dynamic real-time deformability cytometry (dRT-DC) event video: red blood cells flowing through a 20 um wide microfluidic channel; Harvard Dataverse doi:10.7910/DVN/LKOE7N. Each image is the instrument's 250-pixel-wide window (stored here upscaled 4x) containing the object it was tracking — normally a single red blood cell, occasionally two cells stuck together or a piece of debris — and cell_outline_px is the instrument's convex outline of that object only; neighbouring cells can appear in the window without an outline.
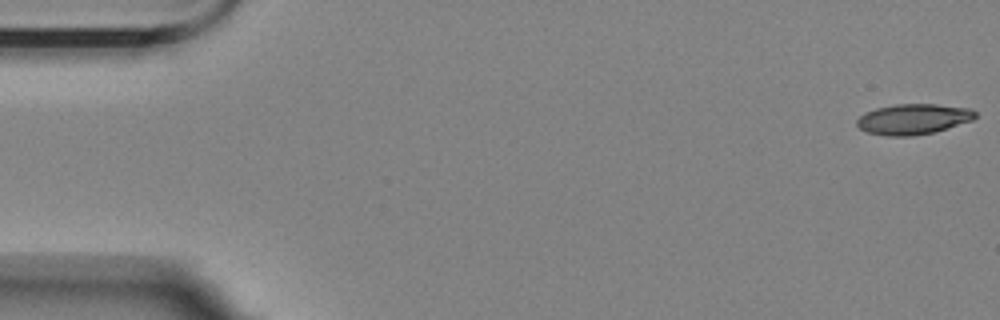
{"species": "Egyptian fruit bat (a non-hibernating species)", "species_latin": "Rousettus aegyptiacus", "temperature_condition": "room temperature", "stored_images_in_passage": 6, "camera_frame_rate_fps": 3000, "um_per_image_px": 0.085, "animal": {"sex": "female"}, "frame": {"image": 1, "passage_image": 1, "time_ms": 0.0, "image_size_px": [1000, 320], "cell_outline_px": [[976, 116], [972, 120], [932, 132], [912, 136], [888, 136], [868, 132], [860, 128], [856, 124], [856, 120], [864, 112], [876, 108], [896, 104], [936, 104], [972, 108], [976, 112]], "centroid_in_image_um": [77.61, 10.11], "position_along_channel_um": 7.4, "area_um2": 20.92}}